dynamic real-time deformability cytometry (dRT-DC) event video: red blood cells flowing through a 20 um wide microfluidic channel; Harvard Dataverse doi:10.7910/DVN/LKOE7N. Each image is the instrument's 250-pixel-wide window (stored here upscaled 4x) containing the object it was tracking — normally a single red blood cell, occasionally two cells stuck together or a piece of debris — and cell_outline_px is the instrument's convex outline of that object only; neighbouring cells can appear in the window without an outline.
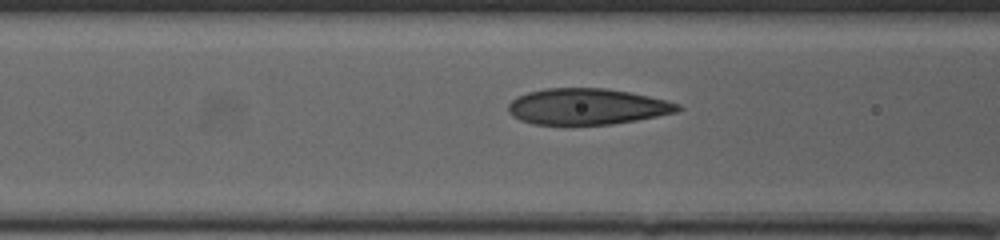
{"species": "human", "species_latin": "Homo sapiens", "temperature_condition": "cold", "stored_images_in_passage": 30, "camera_frame_rate_fps": 3000, "um_per_image_px": 0.085, "donor": {"sex": "female"}, "frame": {"image": 1, "passage_image": 9, "time_ms": 2.667, "image_size_px": [1000, 240], "cell_outline_px": [[684, 108], [676, 112], [636, 120], [612, 124], [532, 124], [520, 120], [512, 116], [508, 112], [508, 104], [516, 96], [528, 92], [544, 88], [604, 88], [628, 92], [668, 100], [680, 104]], "centroid_in_image_um": [49.89, 9.05], "position_along_channel_um": 116.7, "area_um2": 35.66}}
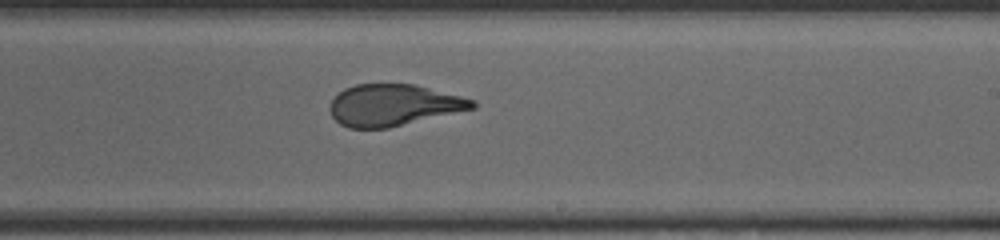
{"frame": {"image": 2, "passage_image": 19, "time_ms": 6.0, "image_size_px": [1000, 240], "cell_outline_px": [[476, 108], [388, 128], [348, 128], [340, 124], [332, 116], [328, 108], [332, 100], [344, 88], [356, 84], [416, 84], [476, 100]], "centroid_in_image_um": [33.45, 8.93], "position_along_channel_um": 255.5, "area_um2": 34.56}}
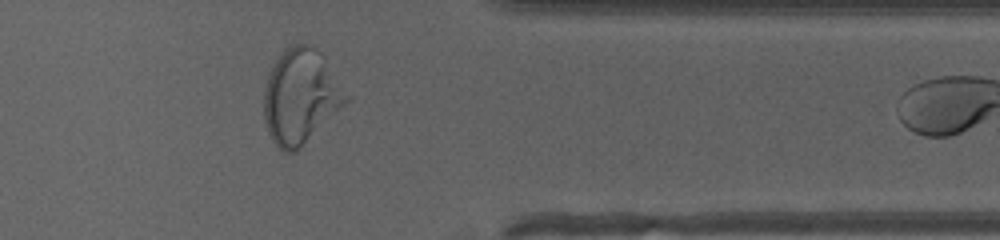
{"frame": {"image": 3, "passage_image": 29, "time_ms": 9.333, "image_size_px": [1000, 240], "cell_outline_px": [[352, 100], [296, 152], [284, 152], [272, 140], [268, 132], [264, 120], [264, 88], [268, 76], [276, 60], [284, 48], [288, 44], [308, 44], [316, 48], [324, 56], [352, 96]], "centroid_in_image_um": [25.62, 8.19], "position_along_channel_um": 385.8, "area_um2": 46.24}}